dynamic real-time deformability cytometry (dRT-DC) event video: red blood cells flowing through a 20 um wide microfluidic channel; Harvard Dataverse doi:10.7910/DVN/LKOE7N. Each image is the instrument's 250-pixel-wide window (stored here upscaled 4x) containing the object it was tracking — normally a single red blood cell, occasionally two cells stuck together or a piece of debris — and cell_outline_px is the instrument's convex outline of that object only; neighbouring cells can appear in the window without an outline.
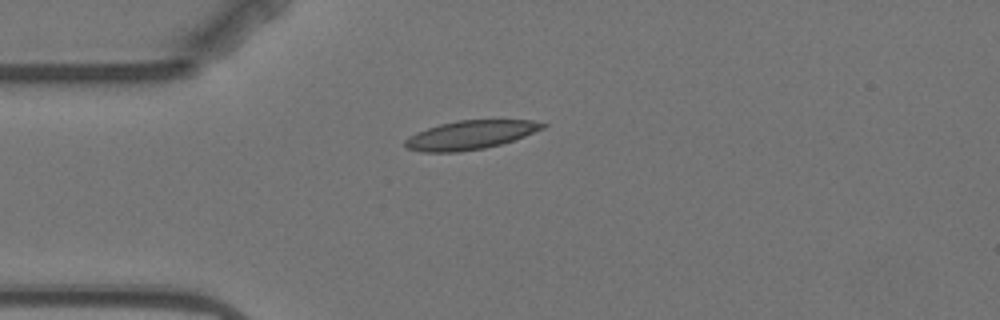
{"species": "Egyptian fruit bat (a non-hibernating species)", "species_latin": "Rousettus aegyptiacus", "temperature_condition": "warm", "stored_images_in_passage": 6, "camera_frame_rate_fps": 3000, "um_per_image_px": 0.085, "animal": {"sex": "female"}, "frame": {"image": 1, "passage_image": 1, "time_ms": 0.0, "image_size_px": [1000, 320], "cell_outline_px": [[548, 124], [544, 128], [524, 136], [500, 144], [484, 148], [460, 152], [420, 152], [404, 148], [404, 140], [408, 136], [416, 132], [440, 124], [456, 120], [532, 120]], "centroid_in_image_um": [39.92, 11.48], "position_along_channel_um": 45.1, "area_um2": 23.12}}
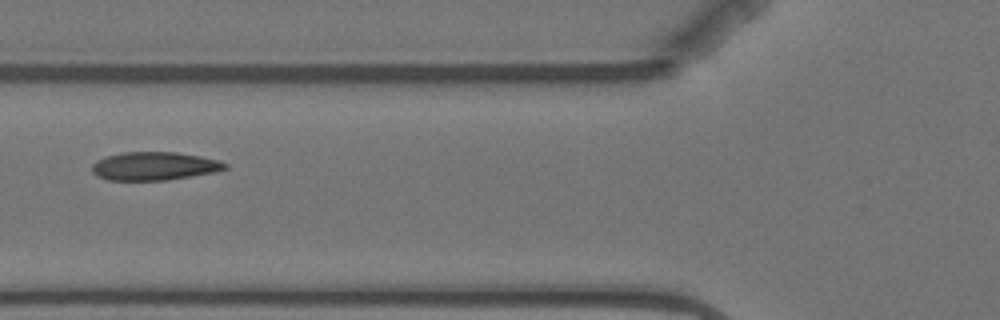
{"frame": {"image": 2, "passage_image": 3, "time_ms": 2.333, "image_size_px": [1000, 320], "cell_outline_px": [[228, 168], [216, 172], [164, 180], [108, 180], [96, 176], [92, 172], [92, 164], [96, 160], [104, 156], [124, 152], [176, 152], [200, 156], [220, 160], [228, 164]], "centroid_in_image_um": [13.11, 14.11], "position_along_channel_um": 112.7, "area_um2": 22.08}}
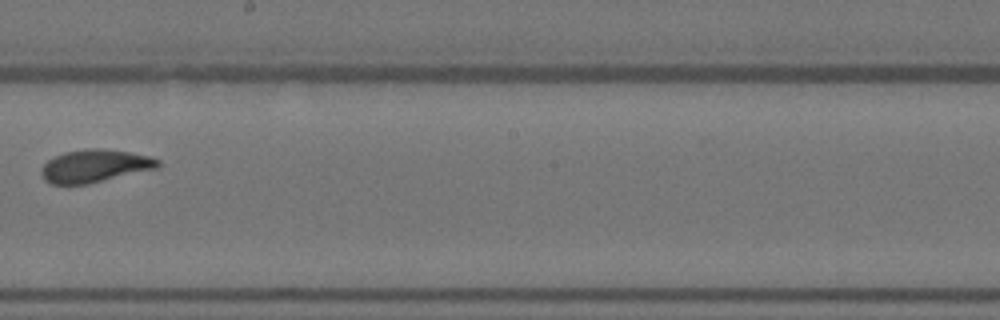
{"frame": {"image": 3, "passage_image": 6, "time_ms": 6.0, "image_size_px": [1000, 320], "cell_outline_px": [[160, 168], [88, 184], [52, 184], [44, 180], [40, 172], [44, 164], [48, 160], [64, 152], [84, 148], [100, 148], [128, 152], [148, 156], [160, 160]], "centroid_in_image_um": [8.07, 14.11], "position_along_channel_um": 240.1, "area_um2": 22.37}}